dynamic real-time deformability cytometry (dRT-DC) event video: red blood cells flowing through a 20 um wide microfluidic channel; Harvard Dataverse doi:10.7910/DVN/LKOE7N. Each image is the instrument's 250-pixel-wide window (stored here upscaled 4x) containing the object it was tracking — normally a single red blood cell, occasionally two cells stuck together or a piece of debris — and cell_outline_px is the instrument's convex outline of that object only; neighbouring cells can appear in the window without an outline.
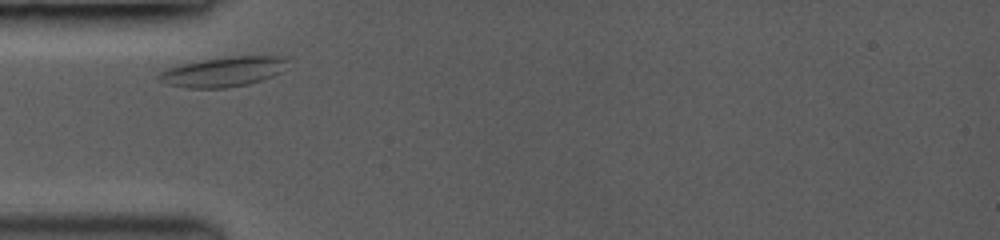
{"species": "common noctule bat (a hibernating species)", "species_latin": "Nyctalus noctula", "temperature_condition": "room temperature", "stored_images_in_passage": 35, "camera_frame_rate_fps": 3500, "um_per_image_px": 0.085, "animal": {"sex": "female", "body_mass_g": 19.0, "forearm_length_mm": 53.3}, "frame": {"image": 1, "passage_image": 1, "time_ms": 0.0, "image_size_px": [1000, 240], "cell_outline_px": [[288, 60], [280, 72], [272, 76], [248, 84], [224, 88], [192, 88], [168, 84], [160, 80], [156, 76], [160, 72], [168, 68], [180, 64], [200, 60], [232, 56], [284, 56]], "centroid_in_image_um": [18.96, 6.09], "position_along_channel_um": 66.0, "area_um2": 22.14}}
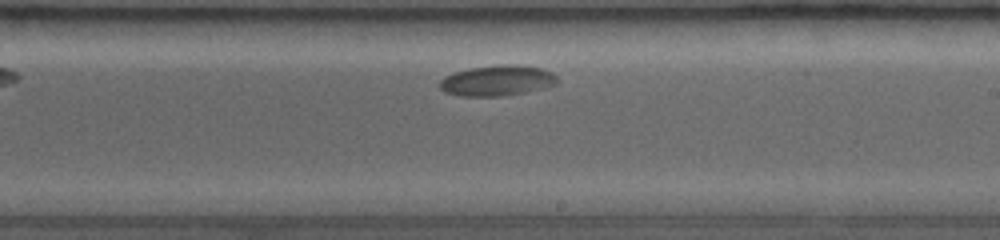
{"frame": {"image": 2, "passage_image": 19, "time_ms": 5.143, "image_size_px": [1000, 240], "cell_outline_px": [[560, 80], [556, 84], [544, 88], [524, 92], [496, 96], [464, 96], [444, 92], [440, 88], [440, 80], [444, 76], [452, 72], [472, 68], [496, 64], [516, 64], [544, 68], [552, 72]], "centroid_in_image_um": [42.28, 6.83], "position_along_channel_um": 246.7, "area_um2": 21.1}}
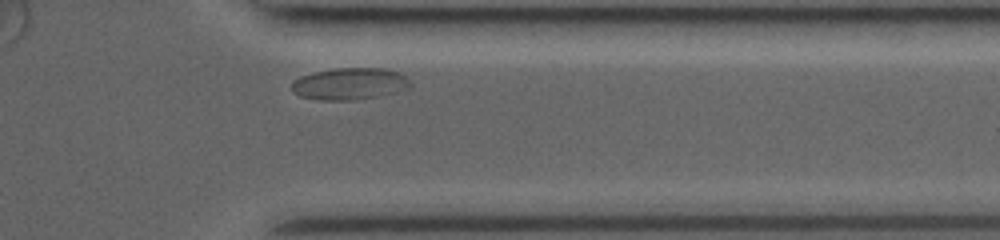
{"frame": {"image": 3, "passage_image": 32, "time_ms": 8.857, "image_size_px": [1000, 240], "cell_outline_px": [[408, 88], [376, 96], [356, 100], [320, 100], [300, 96], [292, 92], [292, 84], [300, 76], [316, 72], [336, 68], [384, 68], [396, 72], [404, 76], [408, 80]], "centroid_in_image_um": [29.66, 7.12], "position_along_channel_um": 381.7, "area_um2": 21.56}, "authors_computed_cell_mechanics": {"area_um2": 20.23, "velocity_mm_per_s": 3.5565, "shape_relaxation_time_tau1_ms": 4.5221, "shape_relaxation_time_tau2_ms": null, "deformation_change_tau1": 0.0557, "deformation_change_tau2": null}}